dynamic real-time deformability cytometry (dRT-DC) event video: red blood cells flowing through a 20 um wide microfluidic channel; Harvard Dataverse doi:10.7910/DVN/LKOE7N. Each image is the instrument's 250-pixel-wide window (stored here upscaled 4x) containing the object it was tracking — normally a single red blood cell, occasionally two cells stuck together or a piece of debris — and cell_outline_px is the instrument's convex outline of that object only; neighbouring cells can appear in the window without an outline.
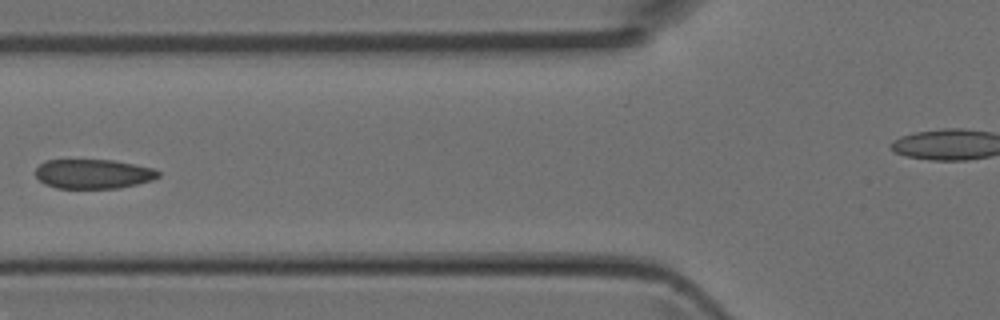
{"species": "Egyptian fruit bat (a non-hibernating species)", "species_latin": "Rousettus aegyptiacus", "temperature_condition": "room temperature", "stored_images_in_passage": 7, "camera_frame_rate_fps": 3000, "um_per_image_px": 0.085, "animal": {"sex": "female"}, "frame": {"image": 1, "passage_image": 5, "time_ms": 1.333, "image_size_px": [1000, 320], "cell_outline_px": [[160, 176], [152, 180], [120, 188], [56, 188], [44, 184], [36, 176], [36, 168], [44, 160], [112, 160], [152, 168], [160, 172]], "centroid_in_image_um": [7.9, 14.78], "position_along_channel_um": 117.9, "area_um2": 20.98}}